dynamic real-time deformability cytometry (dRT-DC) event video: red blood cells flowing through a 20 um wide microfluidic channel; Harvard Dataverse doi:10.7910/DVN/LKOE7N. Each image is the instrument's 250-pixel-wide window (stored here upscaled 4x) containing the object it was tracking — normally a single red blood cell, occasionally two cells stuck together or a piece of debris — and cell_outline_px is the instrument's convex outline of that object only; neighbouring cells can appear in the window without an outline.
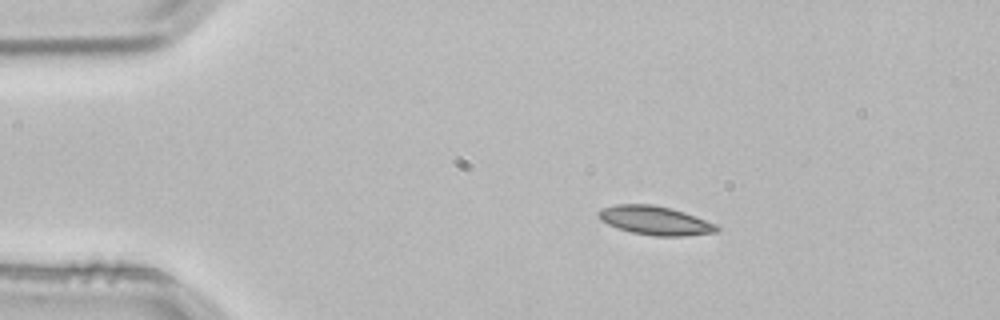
{"species": "common noctule bat (a hibernating species)", "species_latin": "Nyctalus noctula", "temperature_condition": "room temperature", "stored_images_in_passage": 4, "camera_frame_rate_fps": 3000, "um_per_image_px": 0.085, "animal": {"sex": "male", "body_mass_g": 21.5, "forearm_length_mm": 52.0}, "frame": {"image": 1, "passage_image": 3, "time_ms": 0.667, "image_size_px": [1000, 320], "cell_outline_px": [[720, 228], [716, 232], [684, 236], [656, 236], [632, 232], [608, 224], [600, 220], [596, 212], [604, 208], [616, 204], [652, 204], [672, 208], [684, 212], [716, 224]], "centroid_in_image_um": [55.68, 18.73], "position_along_channel_um": 29.3, "area_um2": 19.71}}